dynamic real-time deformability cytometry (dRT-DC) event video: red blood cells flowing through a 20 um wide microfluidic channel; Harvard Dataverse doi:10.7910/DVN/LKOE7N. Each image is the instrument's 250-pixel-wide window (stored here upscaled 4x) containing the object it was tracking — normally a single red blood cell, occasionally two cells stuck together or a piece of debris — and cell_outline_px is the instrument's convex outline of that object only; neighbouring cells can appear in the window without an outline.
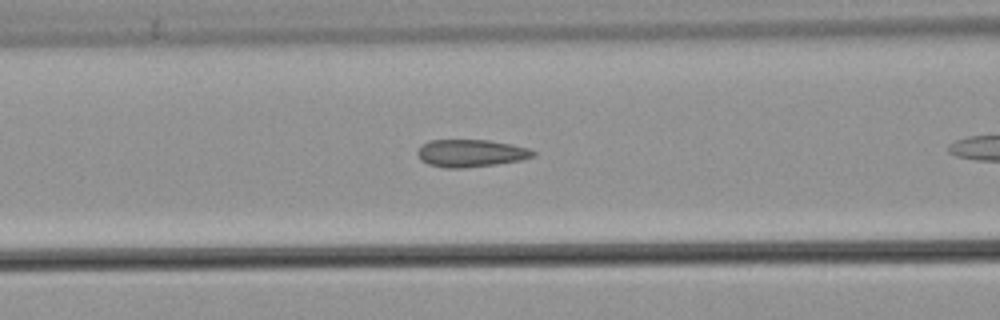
{"species": "common noctule bat (a hibernating species)", "species_latin": "Nyctalus noctula", "temperature_condition": "warm", "stored_images_in_passage": 5, "camera_frame_rate_fps": 3000, "um_per_image_px": 0.085, "animal": {"sex": "male", "body_mass_g": 21.5, "forearm_length_mm": 52.0}, "frame": {"image": 1, "passage_image": 3, "time_ms": 0.667, "image_size_px": [1000, 320], "cell_outline_px": [[536, 156], [520, 160], [496, 164], [464, 168], [444, 168], [428, 164], [420, 160], [416, 152], [428, 140], [488, 140], [512, 144], [528, 148], [536, 152]], "centroid_in_image_um": [40.02, 13.02], "position_along_channel_um": 126.6, "area_um2": 18.55}}